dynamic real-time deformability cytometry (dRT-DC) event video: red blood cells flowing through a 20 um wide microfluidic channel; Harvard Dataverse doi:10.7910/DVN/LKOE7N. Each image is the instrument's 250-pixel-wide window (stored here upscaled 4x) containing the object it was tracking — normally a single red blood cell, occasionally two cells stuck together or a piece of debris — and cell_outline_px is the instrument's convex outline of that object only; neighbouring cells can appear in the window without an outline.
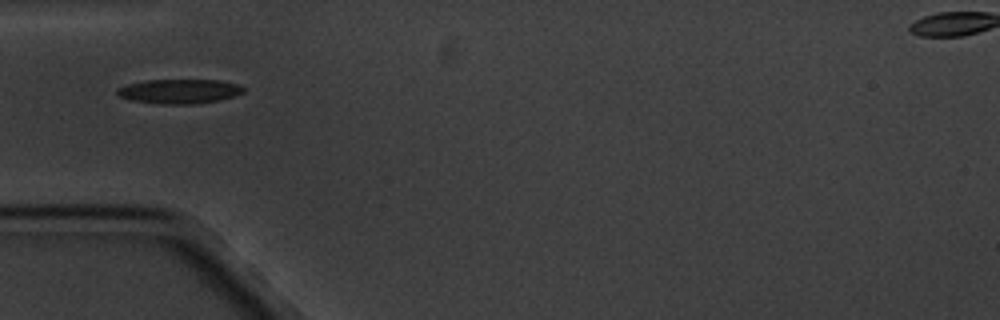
{"species": "common noctule bat (a hibernating species)", "species_latin": "Nyctalus noctula", "temperature_condition": "cold", "stored_images_in_passage": 1, "camera_frame_rate_fps": 3000, "um_per_image_px": 0.085, "animal": {"sex": "male", "body_mass_g": 20.1, "forearm_length_mm": 53.5}, "frame": {"image": 1, "passage_image": 1, "time_ms": 0.0, "image_size_px": [1000, 320], "cell_outline_px": [[244, 92], [236, 96], [220, 100], [192, 104], [156, 104], [128, 100], [120, 96], [116, 92], [116, 88], [128, 84], [144, 80], [220, 80], [240, 84], [244, 88]], "centroid_in_image_um": [15.25, 7.76], "position_along_channel_um": 69.8, "area_um2": 18.26}}